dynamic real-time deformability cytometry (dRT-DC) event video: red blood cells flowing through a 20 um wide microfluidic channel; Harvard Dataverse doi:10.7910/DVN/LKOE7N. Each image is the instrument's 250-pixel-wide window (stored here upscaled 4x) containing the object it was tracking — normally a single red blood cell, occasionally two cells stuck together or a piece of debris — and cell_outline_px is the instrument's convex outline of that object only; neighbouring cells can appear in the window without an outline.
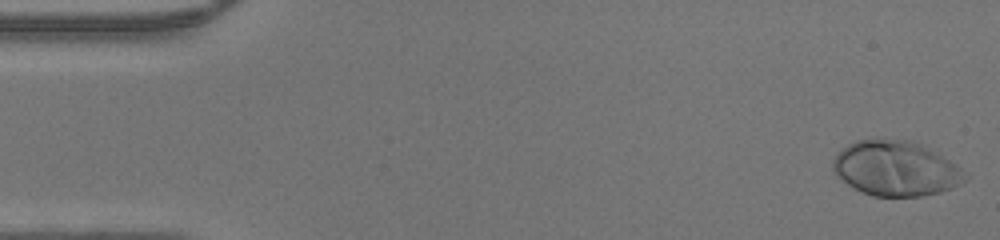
{"species": "human", "species_latin": "Homo sapiens", "temperature_condition": "warm", "stored_images_in_passage": 43, "camera_frame_rate_fps": 3000, "um_per_image_px": 0.085, "donor": {"sex": "male"}, "frame": {"image": 1, "passage_image": 1, "time_ms": 0.0, "image_size_px": [1000, 240], "cell_outline_px": [[968, 180], [952, 188], [940, 192], [924, 196], [872, 196], [848, 184], [836, 176], [832, 168], [832, 160], [848, 144], [856, 140], [880, 136], [912, 140], [924, 144], [956, 164], [968, 176]], "centroid_in_image_um": [76.16, 14.28], "position_along_channel_um": 8.8, "area_um2": 43.06}}
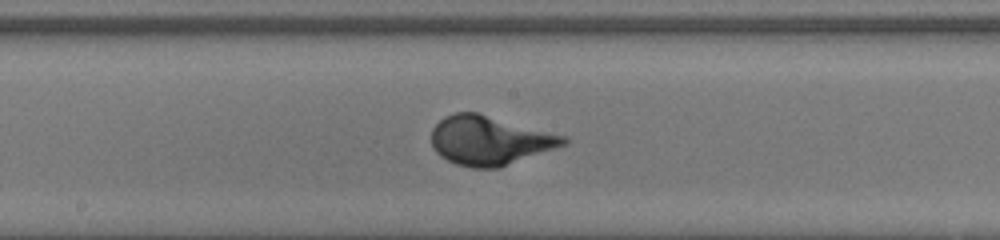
{"frame": {"image": 2, "passage_image": 24, "time_ms": 7.667, "image_size_px": [1000, 240], "cell_outline_px": [[568, 144], [500, 168], [472, 168], [456, 164], [440, 156], [432, 148], [432, 128], [444, 116], [456, 112], [476, 112], [568, 136]], "centroid_in_image_um": [41.64, 11.94], "position_along_channel_um": 206.6, "area_um2": 38.03}}
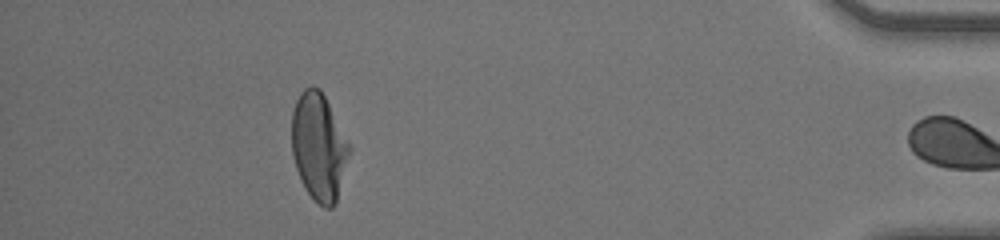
{"frame": {"image": 3, "passage_image": 42, "time_ms": 13.667, "image_size_px": [1000, 240], "cell_outline_px": [[352, 148], [336, 204], [332, 208], [324, 208], [304, 188], [300, 180], [292, 156], [292, 112], [296, 100], [300, 92], [304, 88], [312, 84], [320, 88]], "centroid_in_image_um": [27.1, 12.47], "position_along_channel_um": 408.1, "area_um2": 36.3}}